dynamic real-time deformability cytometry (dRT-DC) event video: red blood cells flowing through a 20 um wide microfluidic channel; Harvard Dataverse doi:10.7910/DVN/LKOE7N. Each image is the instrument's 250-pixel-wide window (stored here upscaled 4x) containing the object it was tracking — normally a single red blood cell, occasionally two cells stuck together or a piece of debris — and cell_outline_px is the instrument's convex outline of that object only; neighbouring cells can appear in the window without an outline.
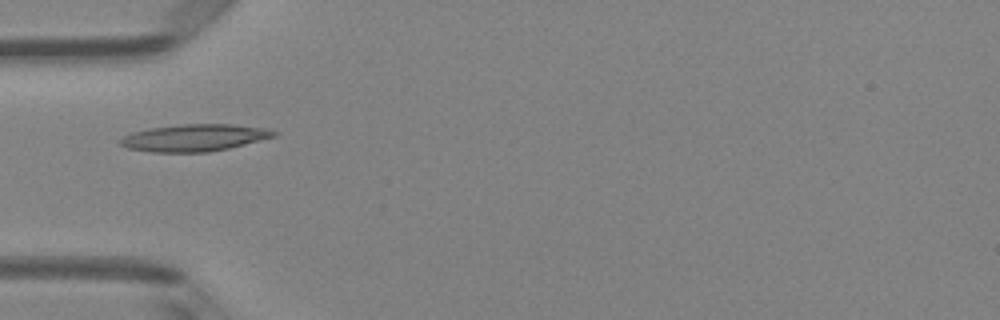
{"species": "Egyptian fruit bat (a non-hibernating species)", "species_latin": "Rousettus aegyptiacus", "temperature_condition": "room temperature", "stored_images_in_passage": 5, "camera_frame_rate_fps": 3000, "um_per_image_px": 0.085, "animal": {"sex": "female"}, "frame": {"image": 1, "passage_image": 5, "time_ms": 4.667, "image_size_px": [1000, 320], "cell_outline_px": [[280, 132], [276, 136], [228, 148], [208, 152], [152, 152], [128, 148], [120, 144], [116, 140], [132, 132], [148, 128], [180, 124], [232, 124], [268, 128]], "centroid_in_image_um": [16.52, 11.7], "position_along_channel_um": 68.5, "area_um2": 24.33}}